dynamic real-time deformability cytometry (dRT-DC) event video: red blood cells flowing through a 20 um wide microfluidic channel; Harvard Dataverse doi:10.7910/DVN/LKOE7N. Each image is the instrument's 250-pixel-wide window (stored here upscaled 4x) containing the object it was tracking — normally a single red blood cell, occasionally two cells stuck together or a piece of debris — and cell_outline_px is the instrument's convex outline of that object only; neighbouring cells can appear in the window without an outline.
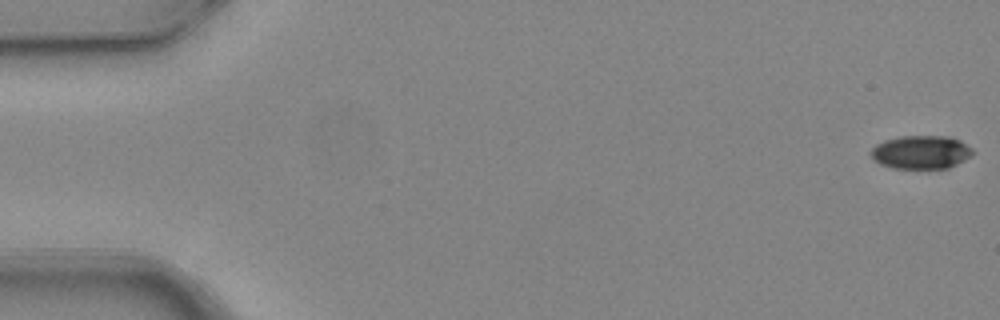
{"species": "common noctule bat (a hibernating species)", "species_latin": "Nyctalus noctula", "temperature_condition": "warm", "stored_images_in_passage": 4, "camera_frame_rate_fps": 3000, "um_per_image_px": 0.085, "animal": {"sex": "female", "body_mass_g": 24.6, "forearm_length_mm": 56.2}, "frame": {"image": 1, "passage_image": 1, "time_ms": 0.0, "image_size_px": [1000, 320], "cell_outline_px": [[972, 152], [964, 160], [948, 168], [892, 168], [880, 164], [872, 160], [868, 152], [876, 144], [884, 140], [900, 136], [948, 136], [960, 140], [972, 148]], "centroid_in_image_um": [78.21, 12.93], "position_along_channel_um": 6.8, "area_um2": 19.88}}
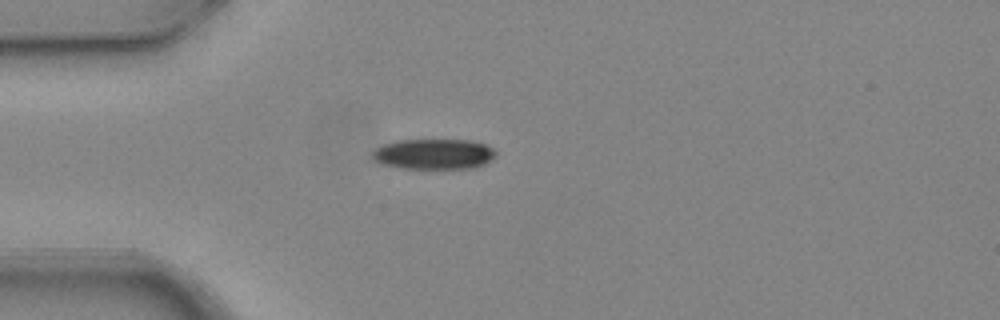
{"frame": {"image": 2, "passage_image": 4, "time_ms": 1.0, "image_size_px": [1000, 320], "cell_outline_px": [[496, 156], [492, 160], [484, 164], [472, 168], [400, 168], [384, 164], [376, 160], [372, 156], [372, 152], [376, 148], [384, 144], [396, 140], [472, 140], [484, 144], [492, 148], [496, 152]], "centroid_in_image_um": [36.9, 13.09], "position_along_channel_um": 48.1, "area_um2": 21.79}}